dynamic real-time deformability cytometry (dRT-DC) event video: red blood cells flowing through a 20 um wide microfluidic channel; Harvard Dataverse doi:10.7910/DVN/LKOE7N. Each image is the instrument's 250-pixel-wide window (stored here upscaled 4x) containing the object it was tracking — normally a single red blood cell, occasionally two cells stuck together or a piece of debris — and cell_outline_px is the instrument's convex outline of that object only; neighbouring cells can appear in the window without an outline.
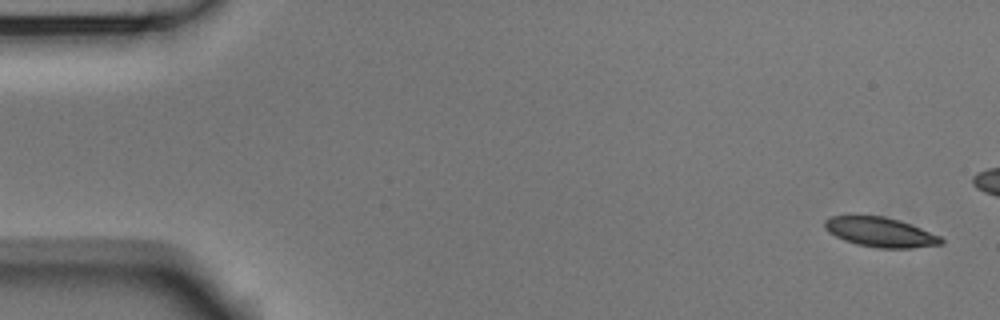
{"species": "Egyptian fruit bat (a non-hibernating species)", "species_latin": "Rousettus aegyptiacus", "temperature_condition": "room temperature", "stored_images_in_passage": 5, "camera_frame_rate_fps": 3000, "um_per_image_px": 0.085, "animal": {"sex": "male"}, "frame": {"image": 1, "passage_image": 1, "time_ms": 0.0, "image_size_px": [1000, 320], "cell_outline_px": [[944, 244], [912, 248], [876, 248], [856, 244], [844, 240], [828, 232], [824, 228], [824, 220], [832, 216], [884, 216], [900, 220], [940, 236], [944, 240]], "centroid_in_image_um": [74.83, 19.74], "position_along_channel_um": 10.2, "area_um2": 20.11}}